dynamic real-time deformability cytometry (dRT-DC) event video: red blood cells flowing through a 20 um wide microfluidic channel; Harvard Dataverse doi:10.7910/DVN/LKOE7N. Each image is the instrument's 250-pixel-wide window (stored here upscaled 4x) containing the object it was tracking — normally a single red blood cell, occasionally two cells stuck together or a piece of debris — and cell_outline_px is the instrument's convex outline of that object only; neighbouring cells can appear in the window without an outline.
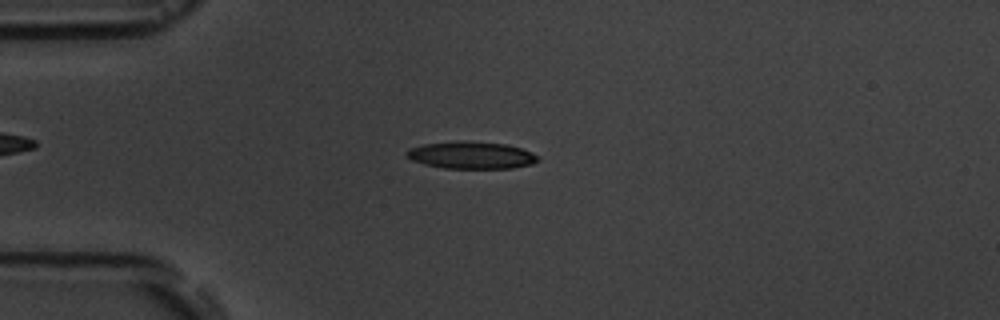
{"species": "common noctule bat (a hibernating species)", "species_latin": "Nyctalus noctula", "temperature_condition": "room temperature", "stored_images_in_passage": 4, "camera_frame_rate_fps": 3000, "um_per_image_px": 0.085, "animal": {"sex": "male", "body_mass_g": 19.5, "forearm_length_mm": 54.6}, "frame": {"image": 1, "passage_image": 4, "time_ms": 3.333, "image_size_px": [1000, 320], "cell_outline_px": [[540, 160], [532, 164], [512, 168], [444, 168], [424, 164], [412, 160], [404, 152], [408, 148], [424, 144], [456, 140], [464, 140], [508, 144], [532, 152]], "centroid_in_image_um": [40.04, 13.17], "position_along_channel_um": 45.0, "area_um2": 20.98}}